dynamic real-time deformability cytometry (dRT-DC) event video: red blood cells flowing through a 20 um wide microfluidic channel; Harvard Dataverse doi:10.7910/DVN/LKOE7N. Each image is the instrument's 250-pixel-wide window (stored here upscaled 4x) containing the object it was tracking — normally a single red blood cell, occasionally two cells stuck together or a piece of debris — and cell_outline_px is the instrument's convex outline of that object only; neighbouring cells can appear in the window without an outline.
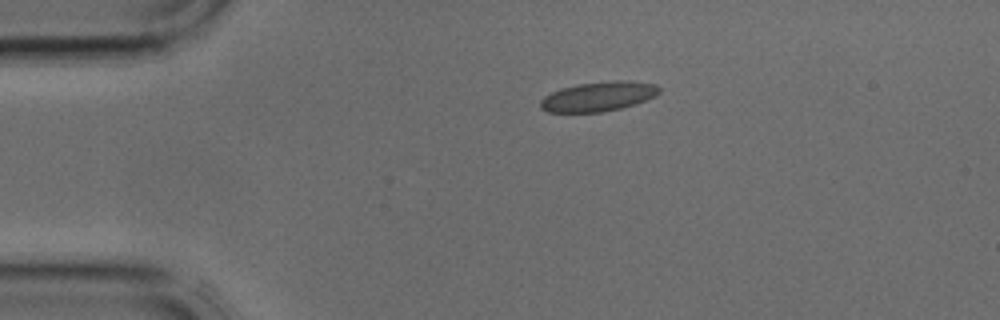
{"species": "common noctule bat (a hibernating species)", "species_latin": "Nyctalus noctula", "temperature_condition": "cold", "stored_images_in_passage": 2, "camera_frame_rate_fps": 3000, "um_per_image_px": 0.085, "animal": {"sex": "male", "body_mass_g": 17.9, "forearm_length_mm": 54.2}, "frame": {"image": 1, "passage_image": 1, "time_ms": 0.0, "image_size_px": [1000, 320], "cell_outline_px": [[660, 92], [656, 96], [636, 104], [620, 108], [600, 112], [548, 112], [540, 108], [540, 100], [544, 96], [560, 88], [580, 84], [616, 80], [628, 80], [656, 84], [660, 88]], "centroid_in_image_um": [50.88, 8.2], "position_along_channel_um": 34.1, "area_um2": 20.52}}